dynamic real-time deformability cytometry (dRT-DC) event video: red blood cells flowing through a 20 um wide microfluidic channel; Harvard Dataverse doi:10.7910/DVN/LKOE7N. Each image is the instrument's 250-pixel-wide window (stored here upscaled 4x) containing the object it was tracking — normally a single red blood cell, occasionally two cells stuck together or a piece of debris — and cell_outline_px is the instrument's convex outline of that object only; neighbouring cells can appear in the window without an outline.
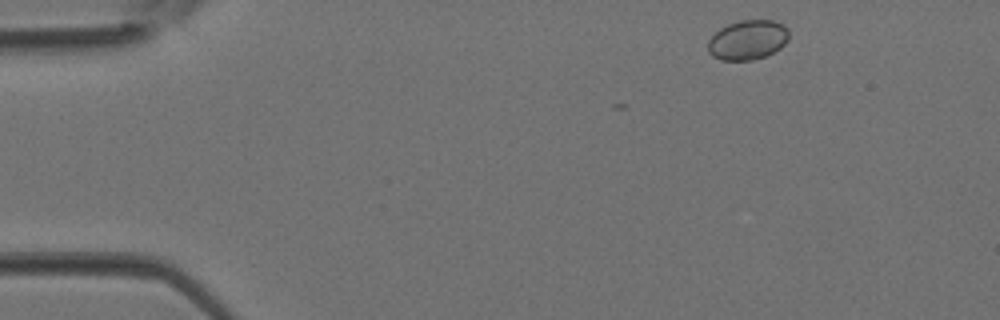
{"species": "Egyptian fruit bat (a non-hibernating species)", "species_latin": "Rousettus aegyptiacus", "temperature_condition": "room temperature", "stored_images_in_passage": 3, "camera_frame_rate_fps": 3000, "um_per_image_px": 0.085, "animal": {"sex": "female"}, "frame": {"image": 1, "passage_image": 1, "time_ms": 0.0, "image_size_px": [1000, 320], "cell_outline_px": [[788, 40], [780, 48], [764, 56], [752, 60], [720, 60], [712, 56], [708, 52], [708, 40], [720, 28], [728, 24], [740, 20], [776, 20], [784, 24], [788, 28]], "centroid_in_image_um": [63.55, 3.38], "position_along_channel_um": 21.4, "area_um2": 18.79}}
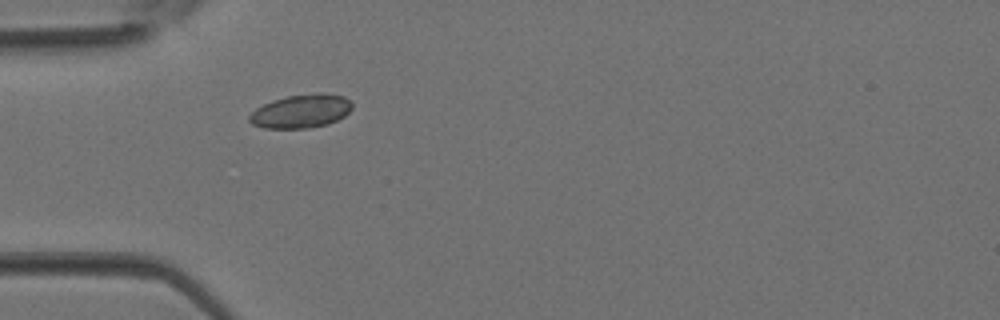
{"frame": {"image": 2, "passage_image": 3, "time_ms": 0.667, "image_size_px": [1000, 320], "cell_outline_px": [[352, 108], [344, 116], [328, 124], [308, 128], [264, 128], [252, 124], [248, 120], [248, 116], [256, 108], [272, 100], [288, 96], [316, 92], [324, 92], [344, 96], [352, 104]], "centroid_in_image_um": [25.59, 9.44], "position_along_channel_um": 59.4, "area_um2": 20.17}}